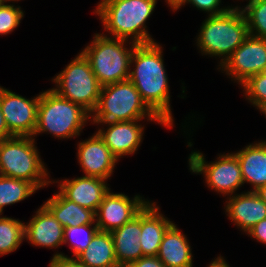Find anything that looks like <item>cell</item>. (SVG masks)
<instances>
[{
    "label": "cell",
    "instance_id": "6da1fadb",
    "mask_svg": "<svg viewBox=\"0 0 266 267\" xmlns=\"http://www.w3.org/2000/svg\"><path fill=\"white\" fill-rule=\"evenodd\" d=\"M162 53L163 48L158 42L137 44L131 57L128 79L146 105L171 129L174 127V117Z\"/></svg>",
    "mask_w": 266,
    "mask_h": 267
},
{
    "label": "cell",
    "instance_id": "7a4b0ae2",
    "mask_svg": "<svg viewBox=\"0 0 266 267\" xmlns=\"http://www.w3.org/2000/svg\"><path fill=\"white\" fill-rule=\"evenodd\" d=\"M158 0H101L93 13L99 16L105 36L135 44L156 42L147 31L146 21L155 10Z\"/></svg>",
    "mask_w": 266,
    "mask_h": 267
},
{
    "label": "cell",
    "instance_id": "3957f363",
    "mask_svg": "<svg viewBox=\"0 0 266 267\" xmlns=\"http://www.w3.org/2000/svg\"><path fill=\"white\" fill-rule=\"evenodd\" d=\"M157 122L170 129L143 101L141 94L129 80L105 85L101 88L91 123H109L133 120Z\"/></svg>",
    "mask_w": 266,
    "mask_h": 267
},
{
    "label": "cell",
    "instance_id": "277c9868",
    "mask_svg": "<svg viewBox=\"0 0 266 267\" xmlns=\"http://www.w3.org/2000/svg\"><path fill=\"white\" fill-rule=\"evenodd\" d=\"M196 36L199 52L208 57H221L219 65L249 36L247 20L241 9H229L220 15L207 16Z\"/></svg>",
    "mask_w": 266,
    "mask_h": 267
},
{
    "label": "cell",
    "instance_id": "5b68a950",
    "mask_svg": "<svg viewBox=\"0 0 266 267\" xmlns=\"http://www.w3.org/2000/svg\"><path fill=\"white\" fill-rule=\"evenodd\" d=\"M91 114L52 89L40 92L37 125L33 137L42 133L58 139L77 138L91 121Z\"/></svg>",
    "mask_w": 266,
    "mask_h": 267
},
{
    "label": "cell",
    "instance_id": "8992f818",
    "mask_svg": "<svg viewBox=\"0 0 266 267\" xmlns=\"http://www.w3.org/2000/svg\"><path fill=\"white\" fill-rule=\"evenodd\" d=\"M1 175L33 183L38 189L51 185L50 174L31 136H13L1 141Z\"/></svg>",
    "mask_w": 266,
    "mask_h": 267
},
{
    "label": "cell",
    "instance_id": "52a82bcc",
    "mask_svg": "<svg viewBox=\"0 0 266 267\" xmlns=\"http://www.w3.org/2000/svg\"><path fill=\"white\" fill-rule=\"evenodd\" d=\"M128 45L129 48L126 47ZM136 45L130 40L95 33L93 40L81 52L89 60L94 75L103 87L128 79Z\"/></svg>",
    "mask_w": 266,
    "mask_h": 267
},
{
    "label": "cell",
    "instance_id": "ba28073f",
    "mask_svg": "<svg viewBox=\"0 0 266 267\" xmlns=\"http://www.w3.org/2000/svg\"><path fill=\"white\" fill-rule=\"evenodd\" d=\"M51 80L55 84L52 90L58 95L80 105L90 114L95 110L102 86L82 52Z\"/></svg>",
    "mask_w": 266,
    "mask_h": 267
},
{
    "label": "cell",
    "instance_id": "9c48e42d",
    "mask_svg": "<svg viewBox=\"0 0 266 267\" xmlns=\"http://www.w3.org/2000/svg\"><path fill=\"white\" fill-rule=\"evenodd\" d=\"M188 167L191 173L203 174L207 187L223 197L235 195L244 185L241 166L233 152L220 153L217 160L208 163L202 152L193 150L188 157Z\"/></svg>",
    "mask_w": 266,
    "mask_h": 267
},
{
    "label": "cell",
    "instance_id": "30bf717a",
    "mask_svg": "<svg viewBox=\"0 0 266 267\" xmlns=\"http://www.w3.org/2000/svg\"><path fill=\"white\" fill-rule=\"evenodd\" d=\"M266 66V39L249 35L217 69L241 85ZM224 71V72H223Z\"/></svg>",
    "mask_w": 266,
    "mask_h": 267
},
{
    "label": "cell",
    "instance_id": "8fae6325",
    "mask_svg": "<svg viewBox=\"0 0 266 267\" xmlns=\"http://www.w3.org/2000/svg\"><path fill=\"white\" fill-rule=\"evenodd\" d=\"M40 93L31 99L0 86V107L13 136L33 137L37 125Z\"/></svg>",
    "mask_w": 266,
    "mask_h": 267
},
{
    "label": "cell",
    "instance_id": "7c38bea8",
    "mask_svg": "<svg viewBox=\"0 0 266 267\" xmlns=\"http://www.w3.org/2000/svg\"><path fill=\"white\" fill-rule=\"evenodd\" d=\"M149 201L139 194L130 198L109 190L95 213L96 225L100 231L111 232L131 221Z\"/></svg>",
    "mask_w": 266,
    "mask_h": 267
},
{
    "label": "cell",
    "instance_id": "4fadbf2b",
    "mask_svg": "<svg viewBox=\"0 0 266 267\" xmlns=\"http://www.w3.org/2000/svg\"><path fill=\"white\" fill-rule=\"evenodd\" d=\"M140 121L143 120L91 124L106 126V129L101 126L96 132L119 161L121 157L135 154L141 146L145 128Z\"/></svg>",
    "mask_w": 266,
    "mask_h": 267
},
{
    "label": "cell",
    "instance_id": "5bb4252c",
    "mask_svg": "<svg viewBox=\"0 0 266 267\" xmlns=\"http://www.w3.org/2000/svg\"><path fill=\"white\" fill-rule=\"evenodd\" d=\"M77 160L84 176L111 179L118 160L97 132L77 144Z\"/></svg>",
    "mask_w": 266,
    "mask_h": 267
},
{
    "label": "cell",
    "instance_id": "9a60e30c",
    "mask_svg": "<svg viewBox=\"0 0 266 267\" xmlns=\"http://www.w3.org/2000/svg\"><path fill=\"white\" fill-rule=\"evenodd\" d=\"M51 183H58L59 191L67 199L95 213L104 196L111 190L108 187L107 180L84 175L73 179H55L51 180Z\"/></svg>",
    "mask_w": 266,
    "mask_h": 267
},
{
    "label": "cell",
    "instance_id": "2e32d148",
    "mask_svg": "<svg viewBox=\"0 0 266 267\" xmlns=\"http://www.w3.org/2000/svg\"><path fill=\"white\" fill-rule=\"evenodd\" d=\"M225 214L245 234L258 222L266 219V203L255 193L246 191L228 196Z\"/></svg>",
    "mask_w": 266,
    "mask_h": 267
},
{
    "label": "cell",
    "instance_id": "e0dca14e",
    "mask_svg": "<svg viewBox=\"0 0 266 267\" xmlns=\"http://www.w3.org/2000/svg\"><path fill=\"white\" fill-rule=\"evenodd\" d=\"M24 224V240L35 247L57 249L63 245L64 227L42 204Z\"/></svg>",
    "mask_w": 266,
    "mask_h": 267
},
{
    "label": "cell",
    "instance_id": "ac0fdd59",
    "mask_svg": "<svg viewBox=\"0 0 266 267\" xmlns=\"http://www.w3.org/2000/svg\"><path fill=\"white\" fill-rule=\"evenodd\" d=\"M173 224L160 211L156 202L149 201L141 210L140 244L144 256H157L167 229Z\"/></svg>",
    "mask_w": 266,
    "mask_h": 267
},
{
    "label": "cell",
    "instance_id": "d6986e66",
    "mask_svg": "<svg viewBox=\"0 0 266 267\" xmlns=\"http://www.w3.org/2000/svg\"><path fill=\"white\" fill-rule=\"evenodd\" d=\"M110 233L119 267H127L130 263L144 256L140 244L141 211L131 221Z\"/></svg>",
    "mask_w": 266,
    "mask_h": 267
},
{
    "label": "cell",
    "instance_id": "ffe728a7",
    "mask_svg": "<svg viewBox=\"0 0 266 267\" xmlns=\"http://www.w3.org/2000/svg\"><path fill=\"white\" fill-rule=\"evenodd\" d=\"M157 257L166 267H193L189 239L175 223L165 232Z\"/></svg>",
    "mask_w": 266,
    "mask_h": 267
},
{
    "label": "cell",
    "instance_id": "44dd1931",
    "mask_svg": "<svg viewBox=\"0 0 266 267\" xmlns=\"http://www.w3.org/2000/svg\"><path fill=\"white\" fill-rule=\"evenodd\" d=\"M233 153L239 160L243 183L252 185L250 191L266 185V140L255 141Z\"/></svg>",
    "mask_w": 266,
    "mask_h": 267
},
{
    "label": "cell",
    "instance_id": "7402d4cb",
    "mask_svg": "<svg viewBox=\"0 0 266 267\" xmlns=\"http://www.w3.org/2000/svg\"><path fill=\"white\" fill-rule=\"evenodd\" d=\"M43 205L65 227L96 224L95 212L67 199L59 190Z\"/></svg>",
    "mask_w": 266,
    "mask_h": 267
},
{
    "label": "cell",
    "instance_id": "603a6c76",
    "mask_svg": "<svg viewBox=\"0 0 266 267\" xmlns=\"http://www.w3.org/2000/svg\"><path fill=\"white\" fill-rule=\"evenodd\" d=\"M76 259L89 267H119L112 235L106 231L98 230L88 247Z\"/></svg>",
    "mask_w": 266,
    "mask_h": 267
},
{
    "label": "cell",
    "instance_id": "cb8c5ba5",
    "mask_svg": "<svg viewBox=\"0 0 266 267\" xmlns=\"http://www.w3.org/2000/svg\"><path fill=\"white\" fill-rule=\"evenodd\" d=\"M37 190L33 183L0 175V214L4 207L25 200Z\"/></svg>",
    "mask_w": 266,
    "mask_h": 267
},
{
    "label": "cell",
    "instance_id": "d4e9b609",
    "mask_svg": "<svg viewBox=\"0 0 266 267\" xmlns=\"http://www.w3.org/2000/svg\"><path fill=\"white\" fill-rule=\"evenodd\" d=\"M24 224L19 219L0 214V256L16 251L25 241Z\"/></svg>",
    "mask_w": 266,
    "mask_h": 267
},
{
    "label": "cell",
    "instance_id": "484cf974",
    "mask_svg": "<svg viewBox=\"0 0 266 267\" xmlns=\"http://www.w3.org/2000/svg\"><path fill=\"white\" fill-rule=\"evenodd\" d=\"M98 230L96 224H85L64 228L63 245L68 244V246H70L73 254L71 258H76L88 247Z\"/></svg>",
    "mask_w": 266,
    "mask_h": 267
},
{
    "label": "cell",
    "instance_id": "4316f807",
    "mask_svg": "<svg viewBox=\"0 0 266 267\" xmlns=\"http://www.w3.org/2000/svg\"><path fill=\"white\" fill-rule=\"evenodd\" d=\"M241 10L247 20L249 35L266 39V0H253Z\"/></svg>",
    "mask_w": 266,
    "mask_h": 267
},
{
    "label": "cell",
    "instance_id": "83f0119b",
    "mask_svg": "<svg viewBox=\"0 0 266 267\" xmlns=\"http://www.w3.org/2000/svg\"><path fill=\"white\" fill-rule=\"evenodd\" d=\"M241 86L246 100L261 112L266 107V77L260 73L253 75Z\"/></svg>",
    "mask_w": 266,
    "mask_h": 267
},
{
    "label": "cell",
    "instance_id": "f1b7e54d",
    "mask_svg": "<svg viewBox=\"0 0 266 267\" xmlns=\"http://www.w3.org/2000/svg\"><path fill=\"white\" fill-rule=\"evenodd\" d=\"M6 2L0 6V35L11 34L24 18V11L19 5Z\"/></svg>",
    "mask_w": 266,
    "mask_h": 267
},
{
    "label": "cell",
    "instance_id": "f546056e",
    "mask_svg": "<svg viewBox=\"0 0 266 267\" xmlns=\"http://www.w3.org/2000/svg\"><path fill=\"white\" fill-rule=\"evenodd\" d=\"M222 0H184L183 3L175 10H179L182 6L186 4H190L195 7L196 9L200 11H204L205 13L208 14V16L212 15H220L223 13H226L229 9H242L240 6H223L221 7L220 5L222 4ZM221 7V8H220Z\"/></svg>",
    "mask_w": 266,
    "mask_h": 267
},
{
    "label": "cell",
    "instance_id": "4dcf8cb0",
    "mask_svg": "<svg viewBox=\"0 0 266 267\" xmlns=\"http://www.w3.org/2000/svg\"><path fill=\"white\" fill-rule=\"evenodd\" d=\"M49 267H89L81 262H79L76 258H70L64 253L56 252L49 262Z\"/></svg>",
    "mask_w": 266,
    "mask_h": 267
},
{
    "label": "cell",
    "instance_id": "1f68e13d",
    "mask_svg": "<svg viewBox=\"0 0 266 267\" xmlns=\"http://www.w3.org/2000/svg\"><path fill=\"white\" fill-rule=\"evenodd\" d=\"M246 234L257 242L266 245V219L255 224Z\"/></svg>",
    "mask_w": 266,
    "mask_h": 267
},
{
    "label": "cell",
    "instance_id": "d6a6232c",
    "mask_svg": "<svg viewBox=\"0 0 266 267\" xmlns=\"http://www.w3.org/2000/svg\"><path fill=\"white\" fill-rule=\"evenodd\" d=\"M127 267H166L157 256H143Z\"/></svg>",
    "mask_w": 266,
    "mask_h": 267
},
{
    "label": "cell",
    "instance_id": "836d02e7",
    "mask_svg": "<svg viewBox=\"0 0 266 267\" xmlns=\"http://www.w3.org/2000/svg\"><path fill=\"white\" fill-rule=\"evenodd\" d=\"M11 137H13V135L8 131V127L0 107V141Z\"/></svg>",
    "mask_w": 266,
    "mask_h": 267
},
{
    "label": "cell",
    "instance_id": "e575fe53",
    "mask_svg": "<svg viewBox=\"0 0 266 267\" xmlns=\"http://www.w3.org/2000/svg\"><path fill=\"white\" fill-rule=\"evenodd\" d=\"M207 267H230L226 260L219 254L216 259L212 260Z\"/></svg>",
    "mask_w": 266,
    "mask_h": 267
},
{
    "label": "cell",
    "instance_id": "d590c367",
    "mask_svg": "<svg viewBox=\"0 0 266 267\" xmlns=\"http://www.w3.org/2000/svg\"><path fill=\"white\" fill-rule=\"evenodd\" d=\"M183 1L184 0H165L173 12H175V10L183 3Z\"/></svg>",
    "mask_w": 266,
    "mask_h": 267
},
{
    "label": "cell",
    "instance_id": "8d00e7d4",
    "mask_svg": "<svg viewBox=\"0 0 266 267\" xmlns=\"http://www.w3.org/2000/svg\"><path fill=\"white\" fill-rule=\"evenodd\" d=\"M255 193L266 203V185L259 187Z\"/></svg>",
    "mask_w": 266,
    "mask_h": 267
},
{
    "label": "cell",
    "instance_id": "74e56055",
    "mask_svg": "<svg viewBox=\"0 0 266 267\" xmlns=\"http://www.w3.org/2000/svg\"><path fill=\"white\" fill-rule=\"evenodd\" d=\"M260 74L266 77V66L261 70Z\"/></svg>",
    "mask_w": 266,
    "mask_h": 267
},
{
    "label": "cell",
    "instance_id": "f35d334b",
    "mask_svg": "<svg viewBox=\"0 0 266 267\" xmlns=\"http://www.w3.org/2000/svg\"><path fill=\"white\" fill-rule=\"evenodd\" d=\"M7 1L6 0H0V6H2L3 4H5Z\"/></svg>",
    "mask_w": 266,
    "mask_h": 267
},
{
    "label": "cell",
    "instance_id": "ab89813d",
    "mask_svg": "<svg viewBox=\"0 0 266 267\" xmlns=\"http://www.w3.org/2000/svg\"><path fill=\"white\" fill-rule=\"evenodd\" d=\"M260 113H263V115L266 117V107Z\"/></svg>",
    "mask_w": 266,
    "mask_h": 267
},
{
    "label": "cell",
    "instance_id": "60d3db41",
    "mask_svg": "<svg viewBox=\"0 0 266 267\" xmlns=\"http://www.w3.org/2000/svg\"><path fill=\"white\" fill-rule=\"evenodd\" d=\"M7 2H12V3H14V2H18V1H21V0H6Z\"/></svg>",
    "mask_w": 266,
    "mask_h": 267
},
{
    "label": "cell",
    "instance_id": "b9f144b4",
    "mask_svg": "<svg viewBox=\"0 0 266 267\" xmlns=\"http://www.w3.org/2000/svg\"><path fill=\"white\" fill-rule=\"evenodd\" d=\"M240 1V0H239ZM243 1V0H242ZM246 1H248L247 3H250V2H252L253 0H246Z\"/></svg>",
    "mask_w": 266,
    "mask_h": 267
}]
</instances>
